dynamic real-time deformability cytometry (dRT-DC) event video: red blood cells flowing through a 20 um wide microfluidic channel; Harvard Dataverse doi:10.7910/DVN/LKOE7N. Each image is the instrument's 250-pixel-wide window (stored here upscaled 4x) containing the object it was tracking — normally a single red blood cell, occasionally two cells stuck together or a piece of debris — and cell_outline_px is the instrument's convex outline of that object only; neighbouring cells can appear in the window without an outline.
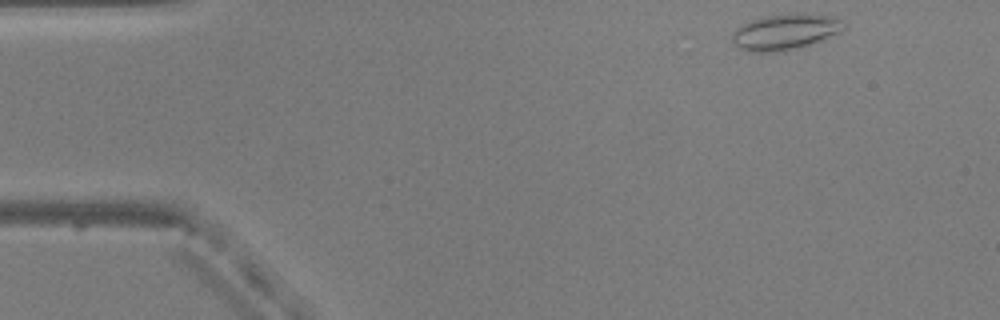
{"species": "common noctule bat (a hibernating species)", "species_latin": "Nyctalus noctula", "temperature_condition": "warm", "stored_images_in_passage": 9, "camera_frame_rate_fps": 3000, "um_per_image_px": 0.085, "animal": {"sex": "male", "body_mass_g": 20.5, "forearm_length_mm": 52.5}, "frame": {"image": 1, "passage_image": 1, "time_ms": 0.0, "image_size_px": [1000, 320], "cell_outline_px": [[844, 28], [840, 32], [812, 44], [784, 52], [748, 52], [740, 48], [732, 40], [732, 32], [740, 24], [764, 16], [800, 12], [804, 12], [832, 16], [840, 20]], "centroid_in_image_um": [66.72, 2.7], "position_along_channel_um": 18.3, "area_um2": 23.58}}